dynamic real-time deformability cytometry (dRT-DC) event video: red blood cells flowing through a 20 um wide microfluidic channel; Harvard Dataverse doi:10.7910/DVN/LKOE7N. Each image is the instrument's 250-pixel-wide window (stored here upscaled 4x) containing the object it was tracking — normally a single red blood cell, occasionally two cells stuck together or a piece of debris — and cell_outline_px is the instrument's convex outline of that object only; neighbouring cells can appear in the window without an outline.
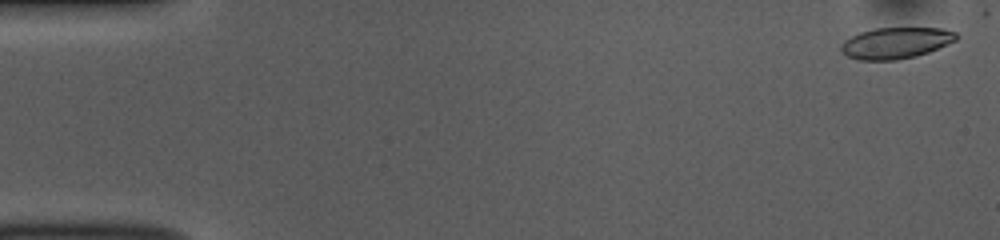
{"species": "common noctule bat (a hibernating species)", "species_latin": "Nyctalus noctula", "temperature_condition": "room temperature", "stored_images_in_passage": 20, "camera_frame_rate_fps": 3000, "um_per_image_px": 0.085, "animal": {"sex": "female", "body_mass_g": 10.0, "forearm_length_mm": 53.1}, "frame": {"image": 1, "passage_image": 2, "time_ms": 0.333, "image_size_px": [1000, 240], "cell_outline_px": [[960, 36], [956, 40], [948, 44], [928, 52], [916, 56], [896, 60], [856, 60], [840, 52], [840, 44], [844, 40], [860, 32], [876, 28], [940, 28], [956, 32]], "centroid_in_image_um": [76.13, 3.66], "position_along_channel_um": 8.9, "area_um2": 21.1}}
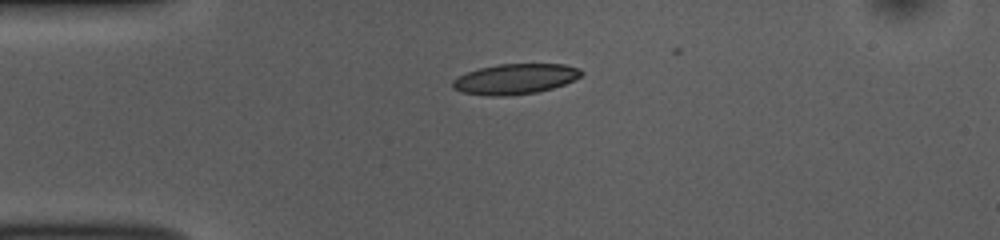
{"frame": {"image": 2, "passage_image": 13, "time_ms": 4.0, "image_size_px": [1000, 240], "cell_outline_px": [[584, 72], [580, 76], [564, 84], [552, 88], [536, 92], [508, 96], [488, 96], [460, 92], [452, 88], [452, 80], [464, 72], [496, 64], [564, 64], [580, 68]], "centroid_in_image_um": [43.74, 6.71], "position_along_channel_um": 41.3, "area_um2": 22.95}}
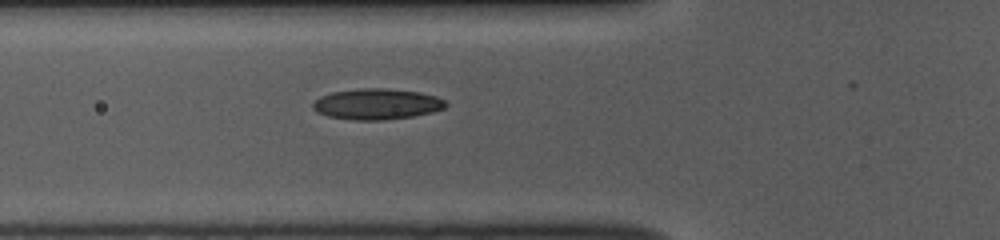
{"frame": {"image": 3, "passage_image": 19, "time_ms": 6.0, "image_size_px": [1000, 240], "cell_outline_px": [[448, 104], [444, 108], [432, 112], [412, 116], [380, 120], [356, 120], [328, 116], [316, 112], [312, 108], [312, 104], [320, 96], [332, 92], [364, 88], [380, 88], [420, 92], [436, 96], [444, 100]], "centroid_in_image_um": [32.02, 8.84], "position_along_channel_um": 93.8, "area_um2": 23.7}}